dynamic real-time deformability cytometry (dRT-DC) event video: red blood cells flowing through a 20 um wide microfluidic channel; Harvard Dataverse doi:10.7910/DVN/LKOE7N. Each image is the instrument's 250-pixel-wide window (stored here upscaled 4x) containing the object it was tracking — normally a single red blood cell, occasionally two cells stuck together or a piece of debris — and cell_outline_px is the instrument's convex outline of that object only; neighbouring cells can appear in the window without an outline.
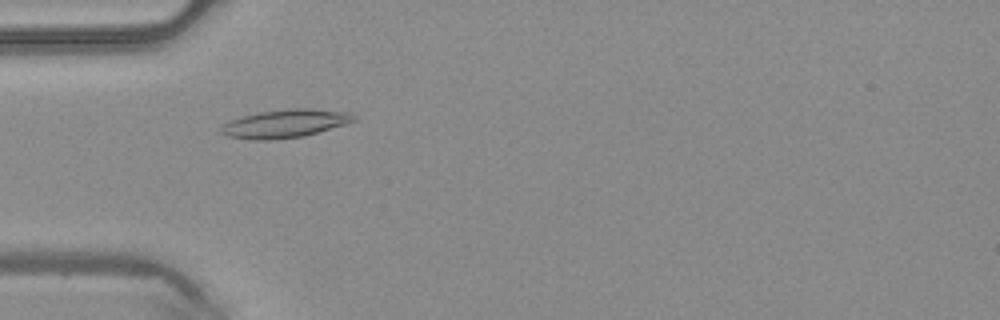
{"species": "common noctule bat (a hibernating species)", "species_latin": "Nyctalus noctula", "temperature_condition": "warm", "stored_images_in_passage": 48, "camera_frame_rate_fps": 3000, "um_per_image_px": 0.085, "animal": {"sex": "male", "body_mass_g": 20.4}, "frame": {"image": 1, "passage_image": 15, "time_ms": 4.667, "image_size_px": [1000, 320], "cell_outline_px": [[356, 120], [344, 124], [304, 136], [264, 140], [252, 140], [228, 136], [220, 132], [220, 128], [224, 124], [232, 120], [256, 112], [292, 108], [312, 108], [352, 112], [356, 116]], "centroid_in_image_um": [24.26, 10.49], "position_along_channel_um": 60.7, "area_um2": 21.73}}
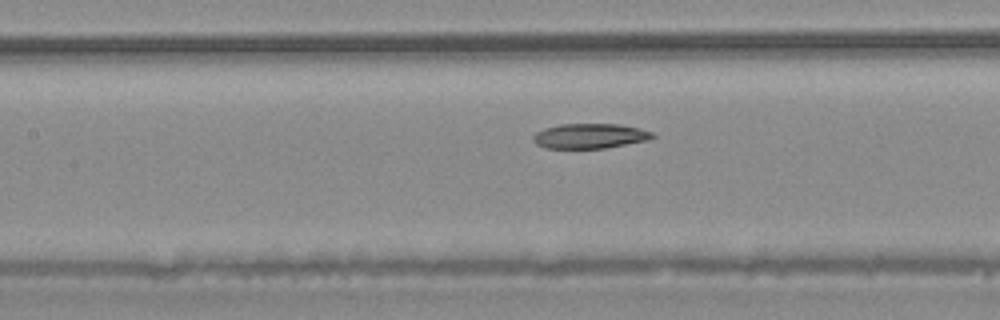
{"frame": {"image": 2, "passage_image": 22, "time_ms": 7.0, "image_size_px": [1000, 320], "cell_outline_px": [[656, 136], [648, 140], [604, 148], [544, 148], [536, 144], [532, 140], [532, 136], [536, 132], [544, 128], [560, 124], [620, 124], [640, 128], [652, 132]], "centroid_in_image_um": [50.12, 11.55], "position_along_channel_um": 157.3, "area_um2": 17.4}}
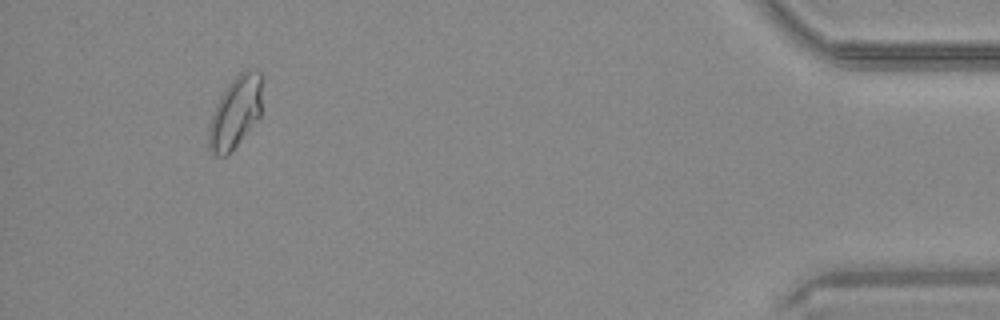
{"frame": {"image": 3, "passage_image": 45, "time_ms": 14.667, "image_size_px": [1000, 320], "cell_outline_px": [[260, 116], [228, 156], [216, 156], [208, 148], [208, 124], [216, 104], [220, 96], [228, 84], [240, 72], [260, 72]], "centroid_in_image_um": [19.94, 9.63], "position_along_channel_um": 415.3, "area_um2": 21.91}, "authors_computed_cell_mechanics": {"area_um2": 19.6231, "velocity_mm_per_s": 4.2172, "shape_relaxation_time_tau1_ms": null, "shape_relaxation_time_tau2_ms": 7.2494, "deformation_change_tau1": null, "deformation_change_tau2": 0.1116}}